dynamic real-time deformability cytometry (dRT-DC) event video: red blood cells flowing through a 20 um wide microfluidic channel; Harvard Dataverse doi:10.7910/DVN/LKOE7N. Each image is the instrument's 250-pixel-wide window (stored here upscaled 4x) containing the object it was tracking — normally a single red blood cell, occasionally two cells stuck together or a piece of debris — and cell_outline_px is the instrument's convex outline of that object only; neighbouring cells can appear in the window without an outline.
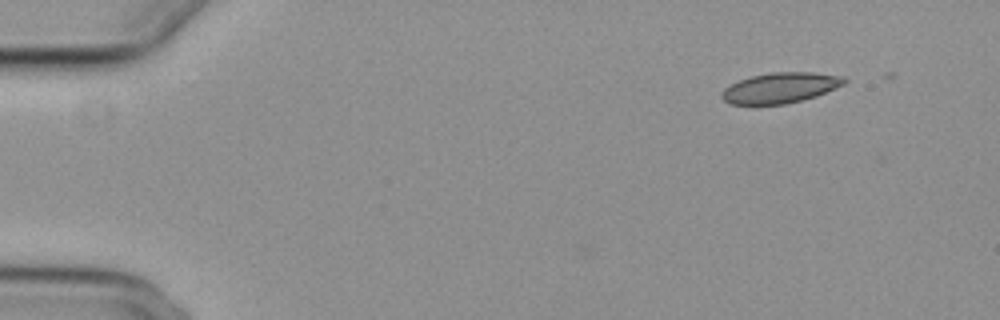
{"species": "common noctule bat (a hibernating species)", "species_latin": "Nyctalus noctula", "temperature_condition": "cold", "stored_images_in_passage": 13, "camera_frame_rate_fps": 3000, "um_per_image_px": 0.085, "animal": {"sex": "female", "body_mass_g": 29.2, "forearm_length_mm": 56.3}, "frame": {"image": 1, "passage_image": 1, "time_ms": 0.0, "image_size_px": [1000, 320], "cell_outline_px": [[848, 80], [844, 84], [836, 88], [816, 96], [784, 104], [732, 104], [724, 100], [720, 96], [720, 92], [724, 88], [740, 80], [752, 76], [772, 72], [812, 72], [844, 76]], "centroid_in_image_um": [66.34, 7.45], "position_along_channel_um": 18.7, "area_um2": 21.62}}
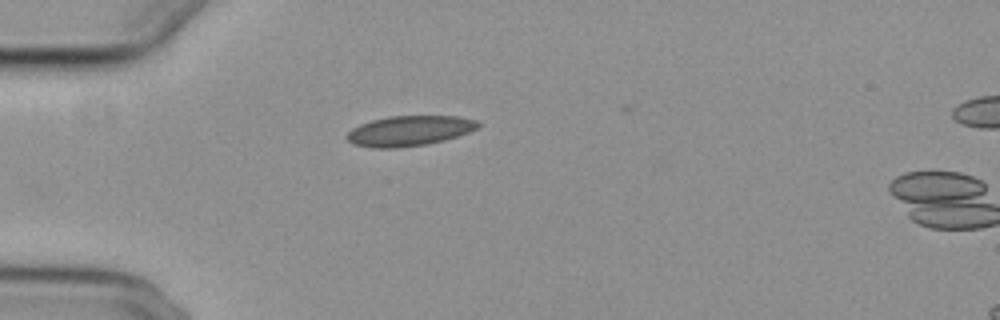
{"frame": {"image": 2, "passage_image": 11, "time_ms": 3.333, "image_size_px": [1000, 320], "cell_outline_px": [[480, 124], [476, 128], [468, 132], [444, 140], [428, 144], [396, 148], [372, 148], [356, 144], [348, 140], [344, 136], [352, 128], [360, 124], [372, 120], [388, 116], [456, 116], [476, 120]], "centroid_in_image_um": [34.76, 11.12], "position_along_channel_um": 50.2, "area_um2": 22.95}}